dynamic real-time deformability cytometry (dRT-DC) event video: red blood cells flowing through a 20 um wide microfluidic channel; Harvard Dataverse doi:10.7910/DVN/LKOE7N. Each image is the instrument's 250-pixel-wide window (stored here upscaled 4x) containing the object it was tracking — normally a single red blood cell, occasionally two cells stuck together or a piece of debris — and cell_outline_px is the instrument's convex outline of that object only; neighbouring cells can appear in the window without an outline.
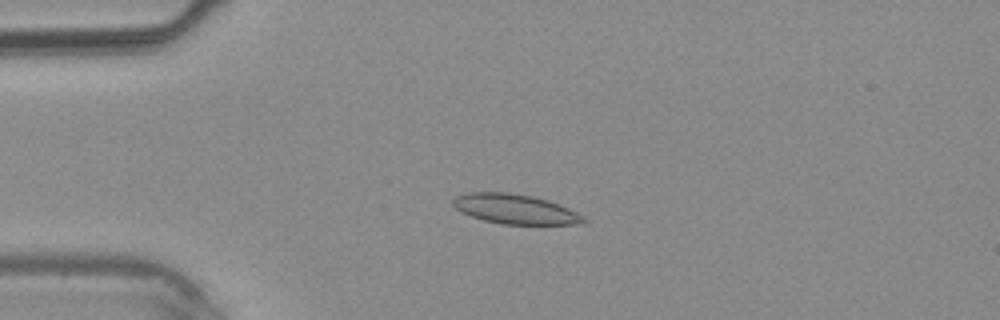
{"species": "common noctule bat (a hibernating species)", "species_latin": "Nyctalus noctula", "temperature_condition": "warm", "stored_images_in_passage": 36, "camera_frame_rate_fps": 3000, "um_per_image_px": 0.085, "animal": {"sex": "male", "body_mass_g": 20.4}, "frame": {"image": 1, "passage_image": 7, "time_ms": 2.0, "image_size_px": [1000, 320], "cell_outline_px": [[588, 220], [584, 224], [500, 224], [484, 220], [460, 212], [452, 204], [452, 200], [456, 196], [468, 192], [508, 192], [532, 196], [548, 200], [568, 208], [576, 212]], "centroid_in_image_um": [43.77, 17.77], "position_along_channel_um": 41.2, "area_um2": 22.6}}
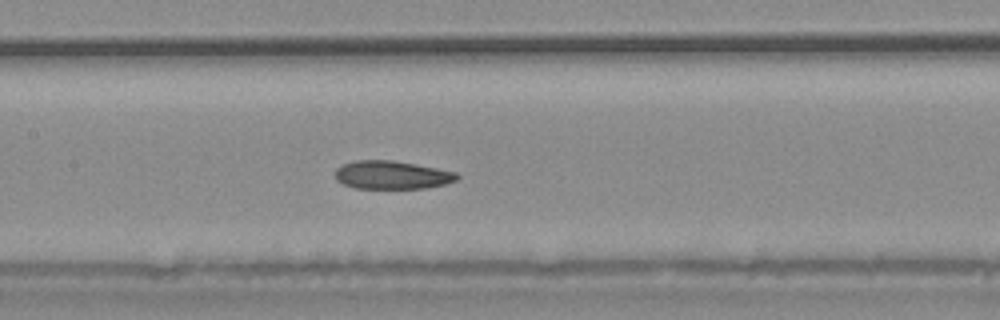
{"frame": {"image": 2, "passage_image": 16, "time_ms": 5.0, "image_size_px": [1000, 320], "cell_outline_px": [[460, 176], [456, 180], [444, 184], [428, 188], [356, 188], [344, 184], [336, 180], [336, 168], [344, 164], [356, 160], [392, 160], [416, 164], [456, 172]], "centroid_in_image_um": [33.32, 14.87], "position_along_channel_um": 174.1, "area_um2": 19.94}}
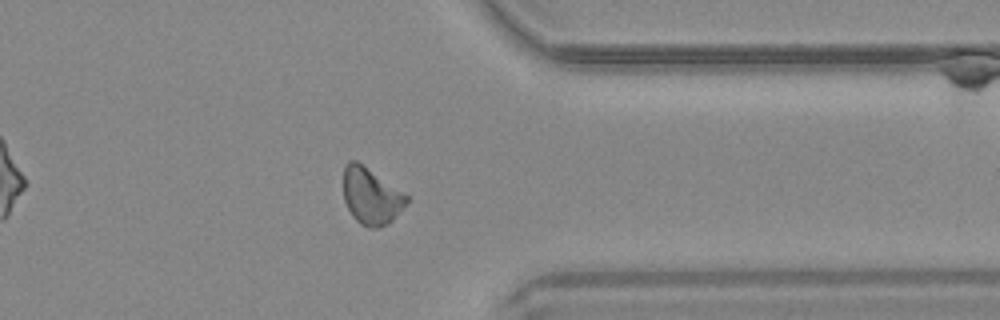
{"frame": {"image": 3, "passage_image": 28, "time_ms": 9.0, "image_size_px": [1000, 320], "cell_outline_px": [[408, 200], [392, 220], [388, 224], [380, 228], [368, 228], [360, 224], [352, 216], [344, 200], [344, 164], [348, 160], [356, 160], [404, 192], [408, 196]], "centroid_in_image_um": [31.52, 16.67], "position_along_channel_um": 379.9, "area_um2": 20.75}}